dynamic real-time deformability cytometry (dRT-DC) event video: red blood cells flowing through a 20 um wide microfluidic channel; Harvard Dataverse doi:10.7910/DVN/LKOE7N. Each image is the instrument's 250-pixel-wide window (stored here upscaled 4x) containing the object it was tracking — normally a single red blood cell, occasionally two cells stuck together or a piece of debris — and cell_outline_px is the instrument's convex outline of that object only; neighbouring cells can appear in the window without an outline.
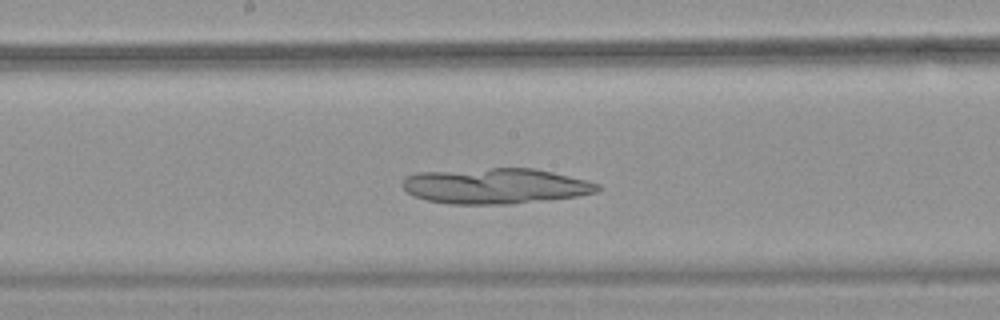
{"species": "common noctule bat (a hibernating species)", "species_latin": "Nyctalus noctula", "temperature_condition": "warm", "stored_images_in_passage": 37, "camera_frame_rate_fps": 3000, "um_per_image_px": 0.085, "animal": {"sex": "female", "body_mass_g": 18.4}, "frame": {"image": 1, "passage_image": 13, "time_ms": 4.0, "image_size_px": [1000, 320], "cell_outline_px": [[600, 188], [596, 192], [576, 196], [512, 204], [448, 204], [428, 200], [416, 196], [408, 192], [400, 184], [404, 176], [416, 172], [492, 168], [532, 168], [552, 172], [588, 180], [600, 184]], "centroid_in_image_um": [42.08, 15.8], "position_along_channel_um": 206.1, "area_um2": 40.46}}
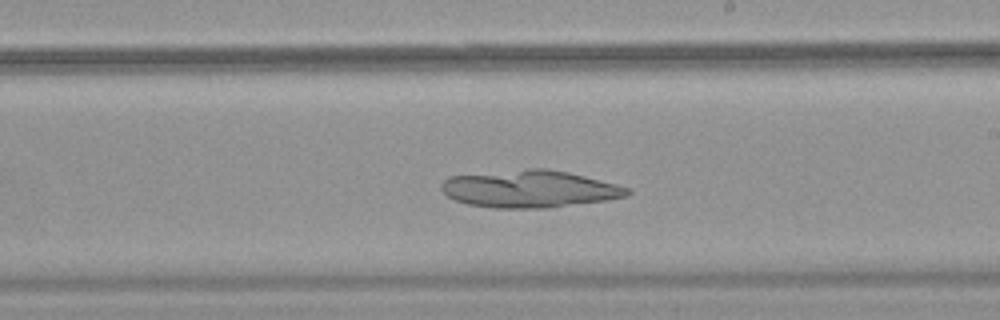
{"frame": {"image": 2, "passage_image": 16, "time_ms": 5.0, "image_size_px": [1000, 320], "cell_outline_px": [[632, 192], [628, 196], [608, 200], [548, 208], [492, 208], [468, 204], [456, 200], [448, 196], [440, 188], [440, 184], [448, 176], [528, 168], [544, 168], [568, 172], [632, 188]], "centroid_in_image_um": [45.04, 16.06], "position_along_channel_um": 244.0, "area_um2": 40.63}}
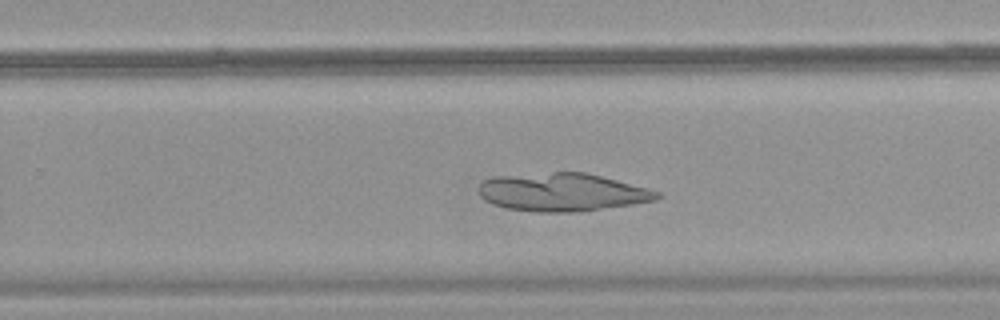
{"frame": {"image": 3, "passage_image": 19, "time_ms": 6.0, "image_size_px": [1000, 320], "cell_outline_px": [[664, 196], [656, 200], [632, 204], [580, 212], [536, 212], [504, 208], [492, 204], [484, 200], [480, 196], [480, 184], [484, 180], [496, 176], [552, 172], [584, 172], [648, 188], [660, 192]], "centroid_in_image_um": [47.8, 16.34], "position_along_channel_um": 282.0, "area_um2": 39.65}}